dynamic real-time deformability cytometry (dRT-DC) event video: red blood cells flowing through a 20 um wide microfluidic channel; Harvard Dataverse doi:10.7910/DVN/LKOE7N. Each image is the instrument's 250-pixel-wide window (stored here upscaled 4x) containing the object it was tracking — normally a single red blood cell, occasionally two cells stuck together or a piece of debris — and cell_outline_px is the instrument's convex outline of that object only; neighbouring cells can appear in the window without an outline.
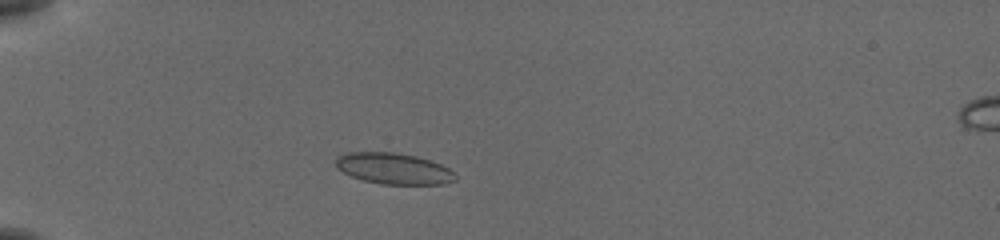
{"species": "common noctule bat (a hibernating species)", "species_latin": "Nyctalus noctula", "temperature_condition": "cold", "stored_images_in_passage": 40, "camera_frame_rate_fps": 3000, "um_per_image_px": 0.085, "animal": {"sex": "female", "body_mass_g": 19.5, "forearm_length_mm": 54.1}, "frame": {"image": 1, "passage_image": 2, "time_ms": 0.333, "image_size_px": [1000, 240], "cell_outline_px": [[456, 180], [444, 184], [380, 184], [364, 180], [352, 176], [336, 168], [336, 156], [348, 152], [392, 152], [416, 156], [440, 164], [456, 172]], "centroid_in_image_um": [33.47, 14.33], "position_along_channel_um": 51.5, "area_um2": 21.68}}
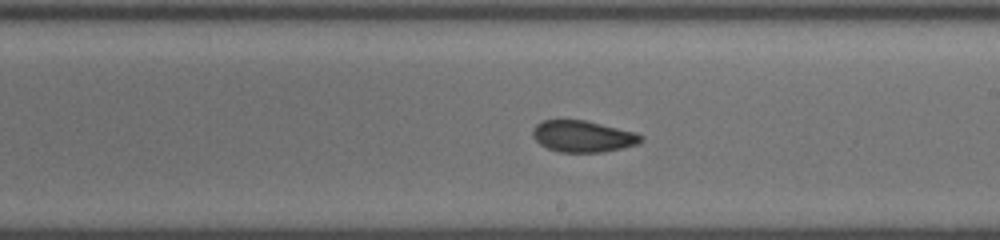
{"frame": {"image": 2, "passage_image": 19, "time_ms": 6.0, "image_size_px": [1000, 240], "cell_outline_px": [[644, 140], [636, 144], [620, 148], [600, 152], [560, 152], [548, 148], [540, 144], [532, 136], [532, 128], [540, 120], [584, 120], [636, 132], [644, 136]], "centroid_in_image_um": [49.52, 11.58], "position_along_channel_um": 239.5, "area_um2": 19.83}}
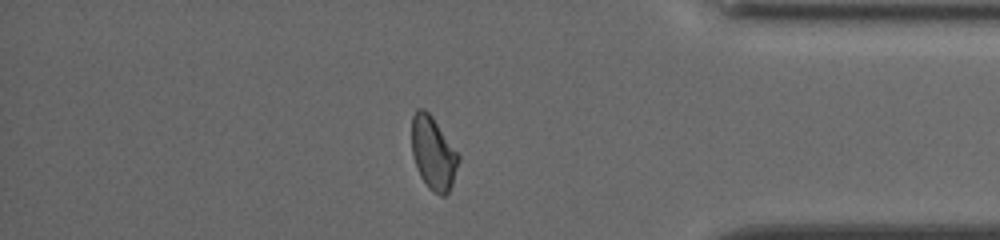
{"frame": {"image": 3, "passage_image": 33, "time_ms": 10.667, "image_size_px": [1000, 240], "cell_outline_px": [[460, 160], [452, 184], [448, 192], [444, 196], [440, 196], [432, 192], [428, 188], [420, 176], [412, 156], [412, 116], [416, 108], [424, 108], [432, 116], [460, 156]], "centroid_in_image_um": [36.82, 13.03], "position_along_channel_um": 398.4, "area_um2": 20.0}, "authors_computed_cell_mechanics": {"area_um2": 20.23, "velocity_mm_per_s": 3.8044, "shape_relaxation_time_tau1_ms": 7.0598, "shape_relaxation_time_tau2_ms": 1.816, "deformation_change_tau1": 0.1396, "deformation_change_tau2": 0.0613}}